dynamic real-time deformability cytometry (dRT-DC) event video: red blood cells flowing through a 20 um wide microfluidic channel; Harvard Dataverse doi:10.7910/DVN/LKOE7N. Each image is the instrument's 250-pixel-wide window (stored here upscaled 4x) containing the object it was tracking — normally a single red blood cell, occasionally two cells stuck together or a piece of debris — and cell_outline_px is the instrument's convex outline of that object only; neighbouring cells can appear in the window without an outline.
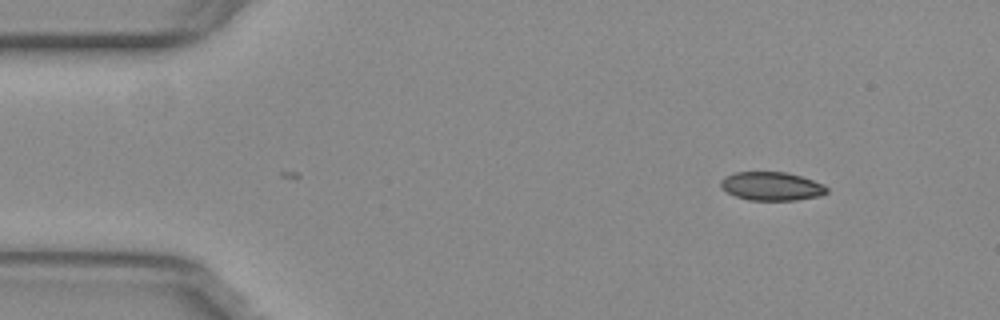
{"species": "common noctule bat (a hibernating species)", "species_latin": "Nyctalus noctula", "temperature_condition": "warm", "stored_images_in_passage": 2, "camera_frame_rate_fps": 3000, "um_per_image_px": 0.085, "animal": {"sex": "female", "body_mass_g": 29.2, "forearm_length_mm": 56.3}, "frame": {"image": 1, "passage_image": 2, "time_ms": 0.333, "image_size_px": [1000, 320], "cell_outline_px": [[828, 192], [820, 196], [796, 200], [748, 200], [736, 196], [728, 192], [720, 184], [720, 180], [724, 176], [736, 172], [788, 172], [824, 184], [828, 188]], "centroid_in_image_um": [65.6, 15.82], "position_along_channel_um": 19.4, "area_um2": 17.63}}